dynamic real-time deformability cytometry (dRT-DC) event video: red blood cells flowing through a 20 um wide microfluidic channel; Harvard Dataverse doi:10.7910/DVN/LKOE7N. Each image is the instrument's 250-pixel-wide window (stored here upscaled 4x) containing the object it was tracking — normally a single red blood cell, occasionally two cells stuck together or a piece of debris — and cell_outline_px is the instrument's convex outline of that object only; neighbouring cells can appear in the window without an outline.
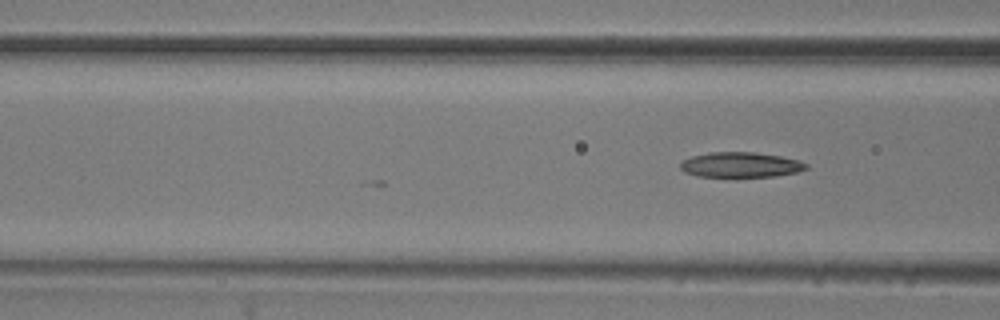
{"species": "common noctule bat (a hibernating species)", "species_latin": "Nyctalus noctula", "temperature_condition": "room temperature", "stored_images_in_passage": 6, "camera_frame_rate_fps": 3000, "um_per_image_px": 0.085, "animal": {"sex": "male", "body_mass_g": 20.5, "forearm_length_mm": 52.5}, "frame": {"image": 1, "passage_image": 6, "time_ms": 1.667, "image_size_px": [1000, 320], "cell_outline_px": [[808, 168], [796, 172], [776, 176], [696, 176], [684, 172], [680, 168], [680, 164], [684, 160], [692, 156], [712, 152], [756, 152], [780, 156], [800, 160], [808, 164]], "centroid_in_image_um": [62.97, 14.0], "position_along_channel_um": 103.6, "area_um2": 18.32}}